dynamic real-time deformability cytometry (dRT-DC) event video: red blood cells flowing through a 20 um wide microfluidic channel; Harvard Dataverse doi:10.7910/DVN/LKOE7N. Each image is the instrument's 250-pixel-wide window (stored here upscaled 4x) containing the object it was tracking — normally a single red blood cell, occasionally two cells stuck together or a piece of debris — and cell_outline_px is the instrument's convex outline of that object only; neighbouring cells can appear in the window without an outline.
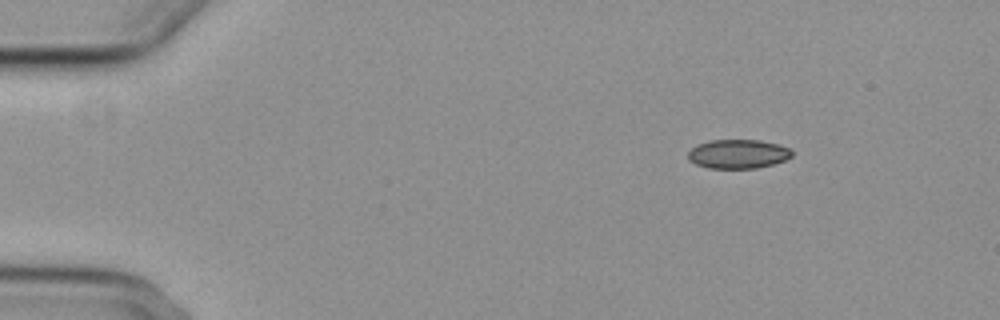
{"species": "common noctule bat (a hibernating species)", "species_latin": "Nyctalus noctula", "temperature_condition": "cold", "stored_images_in_passage": 4, "segment_of_instrument_passage": [1, 2], "camera_frame_rate_fps": 3000, "um_per_image_px": 0.085, "animal": {"sex": "female", "body_mass_g": 29.2, "forearm_length_mm": 56.3}, "frame": {"image": 1, "passage_image": 1, "time_ms": 0.0, "image_size_px": [1000, 320], "cell_outline_px": [[792, 156], [784, 160], [772, 164], [756, 168], [708, 168], [696, 164], [688, 160], [688, 152], [696, 144], [712, 140], [760, 140], [776, 144], [788, 148], [792, 152]], "centroid_in_image_um": [62.69, 13.08], "position_along_channel_um": 22.3, "area_um2": 17.46}}
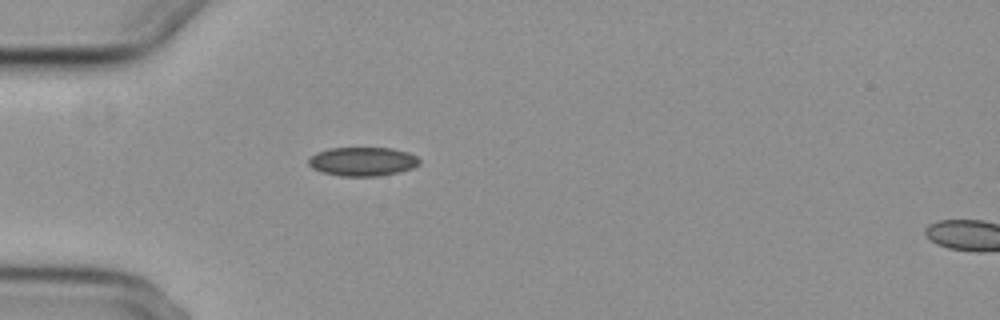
{"frame": {"image": 2, "passage_image": 3, "time_ms": 3.0, "image_size_px": [1000, 320], "cell_outline_px": [[420, 164], [412, 168], [400, 172], [376, 176], [340, 176], [324, 172], [312, 168], [308, 164], [308, 160], [316, 152], [328, 148], [392, 148], [408, 152], [416, 156], [420, 160]], "centroid_in_image_um": [30.83, 13.72], "position_along_channel_um": 54.2, "area_um2": 18.67}}